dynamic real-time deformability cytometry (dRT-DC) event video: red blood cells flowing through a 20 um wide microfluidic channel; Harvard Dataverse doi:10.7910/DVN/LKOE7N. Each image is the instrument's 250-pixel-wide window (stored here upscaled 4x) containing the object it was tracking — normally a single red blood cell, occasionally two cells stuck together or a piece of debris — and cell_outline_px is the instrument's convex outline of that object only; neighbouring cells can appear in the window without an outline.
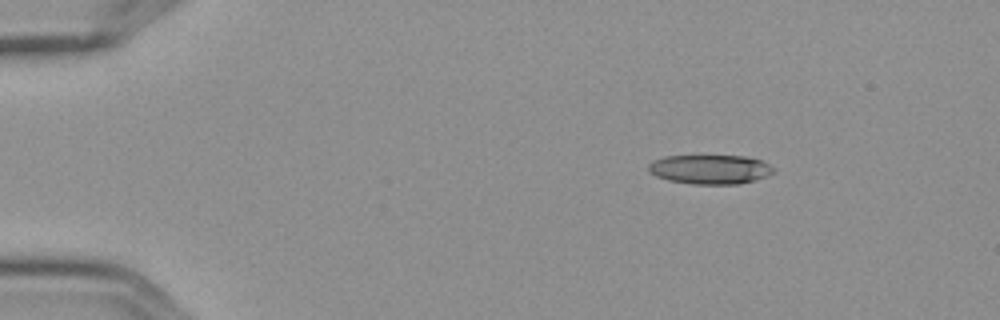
{"species": "Egyptian fruit bat (a non-hibernating species)", "species_latin": "Rousettus aegyptiacus", "temperature_condition": "cold", "stored_images_in_passage": 7, "camera_frame_rate_fps": 3000, "um_per_image_px": 0.085, "frame": {"image": 1, "passage_image": 1, "time_ms": 0.0, "image_size_px": [1000, 320], "cell_outline_px": [[776, 172], [768, 176], [756, 180], [740, 184], [692, 184], [668, 180], [656, 176], [648, 172], [648, 164], [652, 160], [664, 156], [744, 156], [760, 160], [768, 164]], "centroid_in_image_um": [60.34, 14.4], "position_along_channel_um": 24.7, "area_um2": 21.5}}
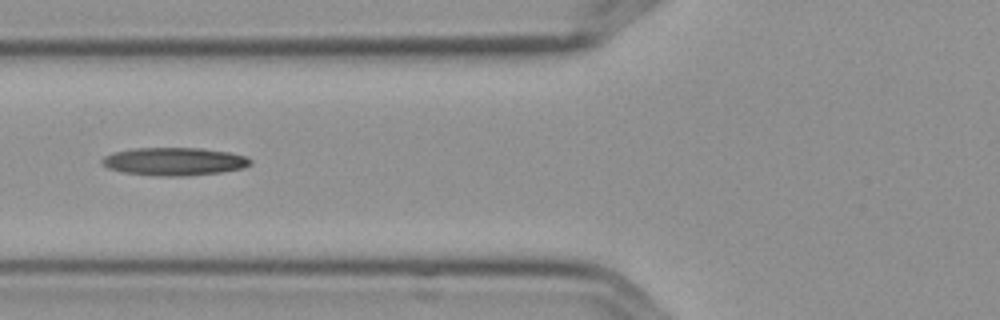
{"frame": {"image": 2, "passage_image": 5, "time_ms": 1.333, "image_size_px": [1000, 320], "cell_outline_px": [[252, 164], [244, 168], [220, 172], [188, 176], [152, 176], [124, 172], [108, 168], [100, 164], [100, 160], [104, 156], [116, 152], [132, 148], [200, 148], [228, 152], [248, 156], [252, 160]], "centroid_in_image_um": [14.82, 13.73], "position_along_channel_um": 111.0, "area_um2": 24.39}}
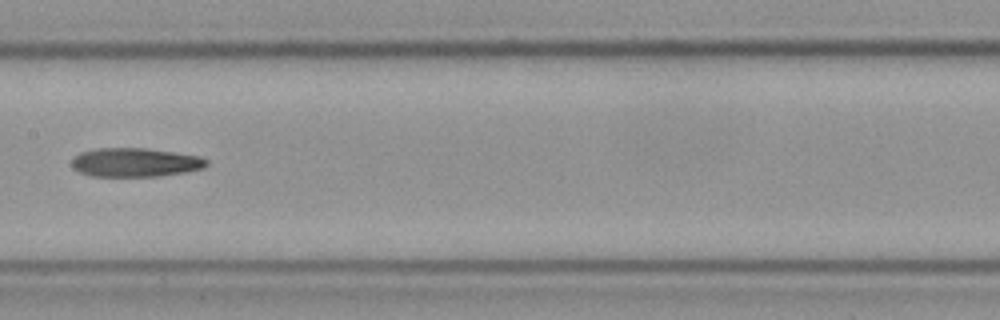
{"frame": {"image": 3, "passage_image": 7, "time_ms": 2.0, "image_size_px": [1000, 320], "cell_outline_px": [[208, 164], [204, 168], [188, 172], [160, 176], [92, 176], [80, 172], [72, 168], [72, 160], [80, 152], [96, 148], [144, 148], [172, 152], [196, 156], [208, 160]], "centroid_in_image_um": [11.49, 13.81], "position_along_channel_um": 195.9, "area_um2": 22.6}}